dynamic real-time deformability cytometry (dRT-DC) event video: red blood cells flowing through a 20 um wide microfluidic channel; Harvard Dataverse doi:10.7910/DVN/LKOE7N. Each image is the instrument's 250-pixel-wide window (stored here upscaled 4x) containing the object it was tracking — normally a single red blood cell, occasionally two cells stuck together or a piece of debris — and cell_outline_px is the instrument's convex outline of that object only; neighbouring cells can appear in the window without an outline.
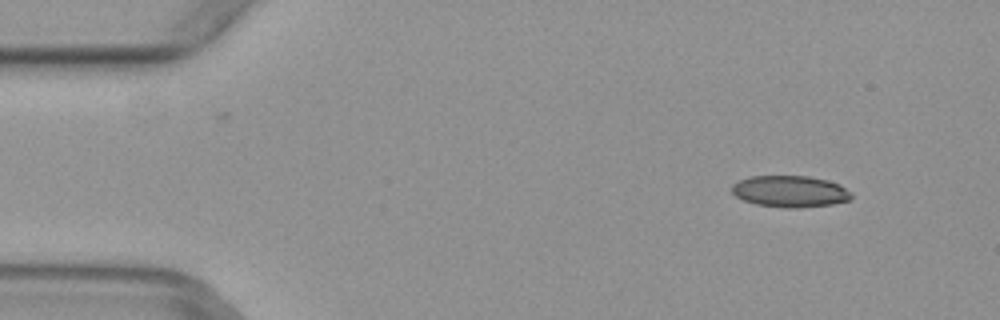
{"species": "common noctule bat (a hibernating species)", "species_latin": "Nyctalus noctula", "temperature_condition": "warm", "stored_images_in_passage": 4, "camera_frame_rate_fps": 3000, "um_per_image_px": 0.085, "animal": {"sex": "female", "body_mass_g": 29.2, "forearm_length_mm": 56.3}, "frame": {"image": 1, "passage_image": 2, "time_ms": 0.333, "image_size_px": [1000, 320], "cell_outline_px": [[852, 200], [832, 204], [796, 208], [788, 208], [756, 204], [744, 200], [736, 196], [732, 192], [732, 184], [740, 180], [752, 176], [808, 176], [828, 180], [840, 184], [852, 192]], "centroid_in_image_um": [67.2, 16.27], "position_along_channel_um": 17.8, "area_um2": 22.02}}